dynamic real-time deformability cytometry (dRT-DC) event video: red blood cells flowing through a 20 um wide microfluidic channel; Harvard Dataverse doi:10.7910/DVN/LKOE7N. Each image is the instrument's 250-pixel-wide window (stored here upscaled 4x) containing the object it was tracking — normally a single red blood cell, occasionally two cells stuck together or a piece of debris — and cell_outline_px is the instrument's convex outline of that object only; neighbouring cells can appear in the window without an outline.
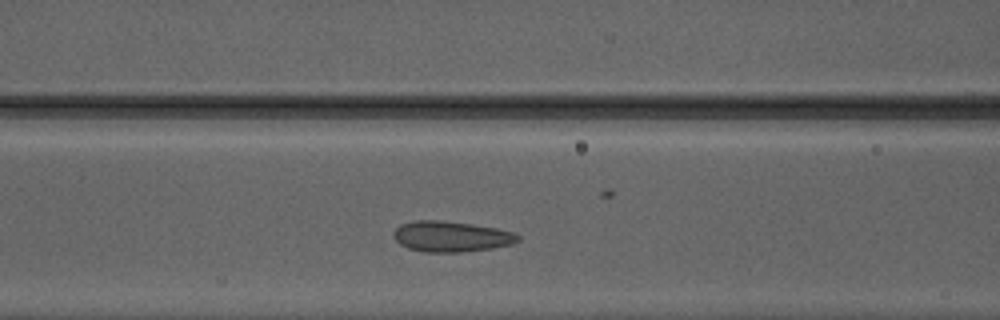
{"species": "Egyptian fruit bat (a non-hibernating species)", "species_latin": "Rousettus aegyptiacus", "temperature_condition": "warm", "stored_images_in_passage": 39, "camera_frame_rate_fps": 3000, "um_per_image_px": 0.085, "animal": {"sex": "male"}, "frame": {"image": 1, "passage_image": 10, "time_ms": 3.0, "image_size_px": [1000, 320], "cell_outline_px": [[520, 240], [512, 244], [492, 248], [460, 252], [424, 252], [408, 248], [400, 244], [396, 240], [396, 228], [400, 224], [416, 220], [440, 220], [472, 224], [496, 228], [516, 232], [520, 236]], "centroid_in_image_um": [38.4, 20.1], "position_along_channel_um": 128.2, "area_um2": 22.14}}
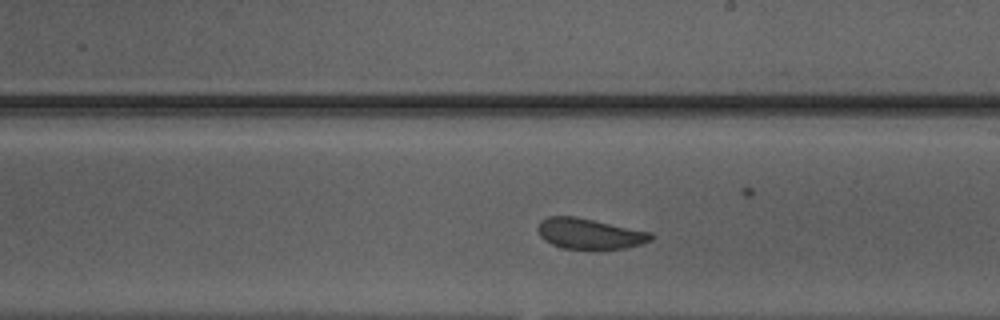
{"frame": {"image": 2, "passage_image": 18, "time_ms": 5.667, "image_size_px": [1000, 320], "cell_outline_px": [[652, 240], [640, 244], [624, 248], [600, 252], [596, 252], [564, 248], [552, 244], [544, 240], [540, 236], [540, 220], [548, 216], [576, 216], [652, 232]], "centroid_in_image_um": [50.15, 19.9], "position_along_channel_um": 238.9, "area_um2": 20.75}}
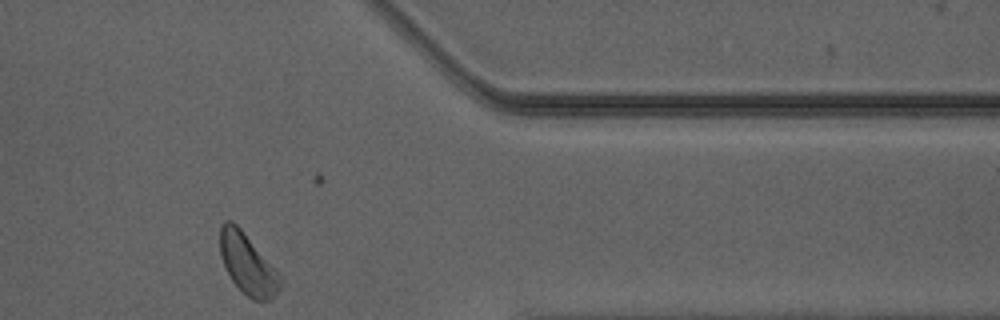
{"frame": {"image": 3, "passage_image": 30, "time_ms": 9.667, "image_size_px": [1000, 320], "cell_outline_px": [[280, 288], [268, 300], [252, 300], [232, 280], [220, 256], [220, 228], [224, 220], [232, 220], [240, 228], [280, 276]], "centroid_in_image_um": [21.0, 22.42], "position_along_channel_um": 390.4, "area_um2": 20.35}, "authors_computed_cell_mechanics": {"area_um2": 20.9236, "velocity_mm_per_s": 4.1598, "shape_relaxation_time_tau1_ms": 1.5614, "shape_relaxation_time_tau2_ms": null, "deformation_change_tau1": 0.0639, "deformation_change_tau2": null}}